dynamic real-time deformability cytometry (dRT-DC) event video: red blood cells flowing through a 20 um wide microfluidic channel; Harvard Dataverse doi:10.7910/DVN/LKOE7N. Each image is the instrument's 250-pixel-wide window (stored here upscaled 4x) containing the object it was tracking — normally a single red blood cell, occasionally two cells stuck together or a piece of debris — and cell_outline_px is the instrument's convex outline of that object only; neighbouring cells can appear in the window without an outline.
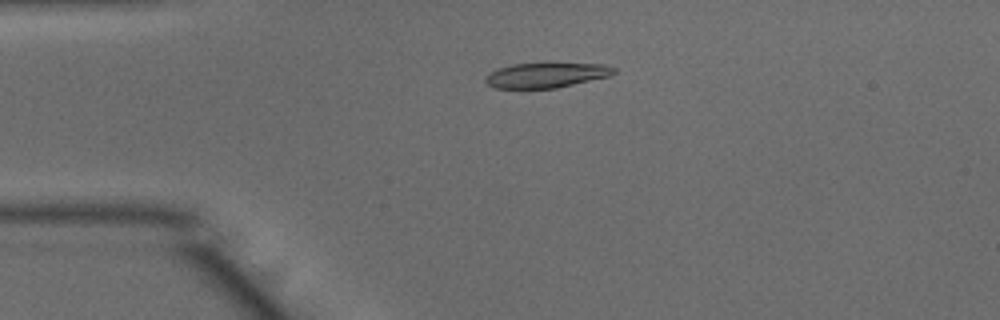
{"species": "common noctule bat (a hibernating species)", "species_latin": "Nyctalus noctula", "temperature_condition": "warm", "stored_images_in_passage": 50, "camera_frame_rate_fps": 3000, "um_per_image_px": 0.085, "animal": {"sex": "male", "body_mass_g": 15.6}, "frame": {"image": 1, "passage_image": 11, "time_ms": 3.333, "image_size_px": [1000, 320], "cell_outline_px": [[616, 72], [608, 76], [556, 88], [496, 88], [488, 84], [484, 80], [492, 72], [500, 68], [512, 64], [604, 64], [616, 68]], "centroid_in_image_um": [46.45, 6.39], "position_along_channel_um": 38.6, "area_um2": 18.15}}
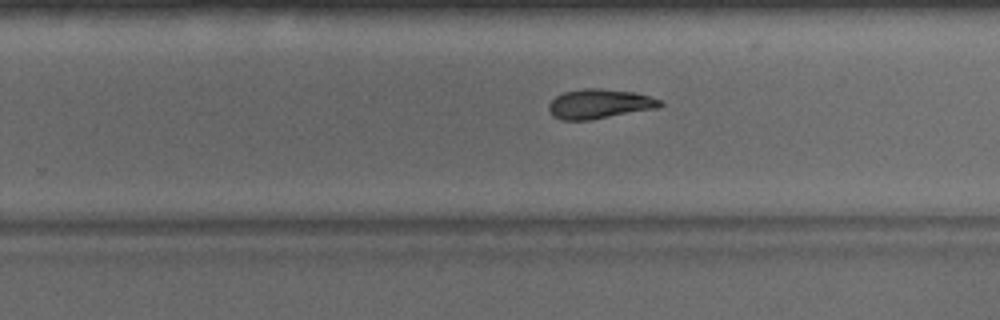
{"frame": {"image": 2, "passage_image": 31, "time_ms": 10.0, "image_size_px": [1000, 320], "cell_outline_px": [[664, 104], [656, 108], [588, 120], [560, 120], [552, 116], [548, 108], [548, 104], [556, 96], [564, 92], [584, 88], [600, 88], [636, 92], [664, 100]], "centroid_in_image_um": [50.95, 8.82], "position_along_channel_um": 278.8, "area_um2": 19.25}}
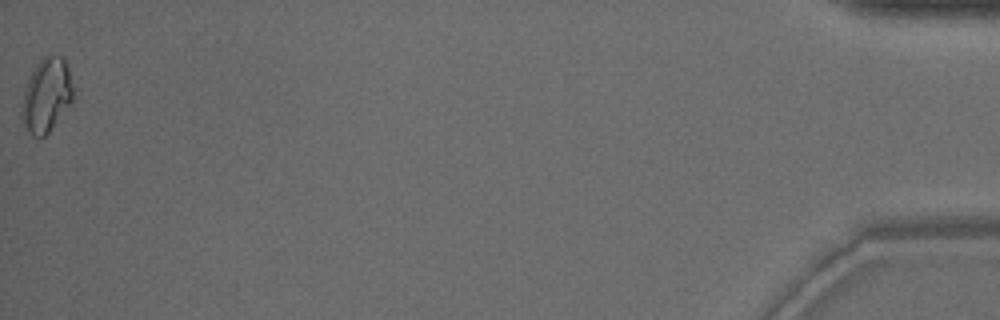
{"frame": {"image": 3, "passage_image": 50, "time_ms": 16.333, "image_size_px": [1000, 320], "cell_outline_px": [[72, 100], [48, 132], [40, 140], [32, 136], [28, 132], [20, 116], [20, 112], [24, 88], [36, 64], [44, 56], [52, 52], [56, 52], [64, 60], [68, 68], [72, 84]], "centroid_in_image_um": [3.91, 8.08], "position_along_channel_um": 431.3, "area_um2": 22.14}, "authors_computed_cell_mechanics": {"area_um2": 19.2474, "velocity_mm_per_s": 3.9927, "shape_relaxation_time_tau1_ms": 6.2927, "shape_relaxation_time_tau2_ms": 1.8503, "deformation_change_tau1": 0.2015, "deformation_change_tau2": 0.0787}}